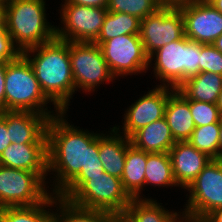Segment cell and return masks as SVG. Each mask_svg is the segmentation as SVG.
I'll return each mask as SVG.
<instances>
[{
    "label": "cell",
    "mask_w": 222,
    "mask_h": 222,
    "mask_svg": "<svg viewBox=\"0 0 222 222\" xmlns=\"http://www.w3.org/2000/svg\"><path fill=\"white\" fill-rule=\"evenodd\" d=\"M67 112L51 117L47 126L48 172H54L53 194L69 199L89 176L101 175L99 135L77 129L64 119Z\"/></svg>",
    "instance_id": "cell-1"
},
{
    "label": "cell",
    "mask_w": 222,
    "mask_h": 222,
    "mask_svg": "<svg viewBox=\"0 0 222 222\" xmlns=\"http://www.w3.org/2000/svg\"><path fill=\"white\" fill-rule=\"evenodd\" d=\"M35 52V53H34ZM33 53V58L30 56ZM33 67L42 91L52 101L55 113L66 112L75 92L69 42L54 38L22 52Z\"/></svg>",
    "instance_id": "cell-2"
},
{
    "label": "cell",
    "mask_w": 222,
    "mask_h": 222,
    "mask_svg": "<svg viewBox=\"0 0 222 222\" xmlns=\"http://www.w3.org/2000/svg\"><path fill=\"white\" fill-rule=\"evenodd\" d=\"M44 0H10L6 4V28L22 53L56 37V27L46 20Z\"/></svg>",
    "instance_id": "cell-3"
},
{
    "label": "cell",
    "mask_w": 222,
    "mask_h": 222,
    "mask_svg": "<svg viewBox=\"0 0 222 222\" xmlns=\"http://www.w3.org/2000/svg\"><path fill=\"white\" fill-rule=\"evenodd\" d=\"M50 102L36 79L32 65L22 53L15 60L7 62L5 110L30 111L51 118L59 113L54 114L47 107L44 108Z\"/></svg>",
    "instance_id": "cell-4"
},
{
    "label": "cell",
    "mask_w": 222,
    "mask_h": 222,
    "mask_svg": "<svg viewBox=\"0 0 222 222\" xmlns=\"http://www.w3.org/2000/svg\"><path fill=\"white\" fill-rule=\"evenodd\" d=\"M153 57H156L155 77L163 82L160 86L177 89L186 79L199 73L200 43L184 36L156 50L150 56L149 64Z\"/></svg>",
    "instance_id": "cell-5"
},
{
    "label": "cell",
    "mask_w": 222,
    "mask_h": 222,
    "mask_svg": "<svg viewBox=\"0 0 222 222\" xmlns=\"http://www.w3.org/2000/svg\"><path fill=\"white\" fill-rule=\"evenodd\" d=\"M68 200L76 206L101 210L118 219L132 198L124 190L121 179L104 171L101 175L89 176Z\"/></svg>",
    "instance_id": "cell-6"
},
{
    "label": "cell",
    "mask_w": 222,
    "mask_h": 222,
    "mask_svg": "<svg viewBox=\"0 0 222 222\" xmlns=\"http://www.w3.org/2000/svg\"><path fill=\"white\" fill-rule=\"evenodd\" d=\"M186 190L190 195L182 212L184 222H201L222 207V159H212Z\"/></svg>",
    "instance_id": "cell-7"
},
{
    "label": "cell",
    "mask_w": 222,
    "mask_h": 222,
    "mask_svg": "<svg viewBox=\"0 0 222 222\" xmlns=\"http://www.w3.org/2000/svg\"><path fill=\"white\" fill-rule=\"evenodd\" d=\"M69 55L76 91H95L104 81L116 79L95 42H69Z\"/></svg>",
    "instance_id": "cell-8"
},
{
    "label": "cell",
    "mask_w": 222,
    "mask_h": 222,
    "mask_svg": "<svg viewBox=\"0 0 222 222\" xmlns=\"http://www.w3.org/2000/svg\"><path fill=\"white\" fill-rule=\"evenodd\" d=\"M45 186L35 172L0 165V209L42 203L50 195Z\"/></svg>",
    "instance_id": "cell-9"
},
{
    "label": "cell",
    "mask_w": 222,
    "mask_h": 222,
    "mask_svg": "<svg viewBox=\"0 0 222 222\" xmlns=\"http://www.w3.org/2000/svg\"><path fill=\"white\" fill-rule=\"evenodd\" d=\"M101 51L110 71L115 77L136 75L148 67L149 57L145 53L140 34L116 36L100 45ZM136 73V74H135Z\"/></svg>",
    "instance_id": "cell-10"
},
{
    "label": "cell",
    "mask_w": 222,
    "mask_h": 222,
    "mask_svg": "<svg viewBox=\"0 0 222 222\" xmlns=\"http://www.w3.org/2000/svg\"><path fill=\"white\" fill-rule=\"evenodd\" d=\"M184 36V19L178 7L162 6L141 20L140 38L149 58L156 50Z\"/></svg>",
    "instance_id": "cell-11"
},
{
    "label": "cell",
    "mask_w": 222,
    "mask_h": 222,
    "mask_svg": "<svg viewBox=\"0 0 222 222\" xmlns=\"http://www.w3.org/2000/svg\"><path fill=\"white\" fill-rule=\"evenodd\" d=\"M107 12V8L64 2L60 12L64 27H56V38L68 42H94L99 36Z\"/></svg>",
    "instance_id": "cell-12"
},
{
    "label": "cell",
    "mask_w": 222,
    "mask_h": 222,
    "mask_svg": "<svg viewBox=\"0 0 222 222\" xmlns=\"http://www.w3.org/2000/svg\"><path fill=\"white\" fill-rule=\"evenodd\" d=\"M183 15L185 36L200 44H213L222 35V13L207 0L177 6Z\"/></svg>",
    "instance_id": "cell-13"
},
{
    "label": "cell",
    "mask_w": 222,
    "mask_h": 222,
    "mask_svg": "<svg viewBox=\"0 0 222 222\" xmlns=\"http://www.w3.org/2000/svg\"><path fill=\"white\" fill-rule=\"evenodd\" d=\"M174 90L175 88L172 87L157 85L156 88L150 90L146 95L144 94L125 111L123 132H119L120 129L117 126L114 128L118 133L130 138L142 127L164 118L169 95Z\"/></svg>",
    "instance_id": "cell-14"
},
{
    "label": "cell",
    "mask_w": 222,
    "mask_h": 222,
    "mask_svg": "<svg viewBox=\"0 0 222 222\" xmlns=\"http://www.w3.org/2000/svg\"><path fill=\"white\" fill-rule=\"evenodd\" d=\"M11 143L47 144L50 117L30 111L3 110Z\"/></svg>",
    "instance_id": "cell-15"
},
{
    "label": "cell",
    "mask_w": 222,
    "mask_h": 222,
    "mask_svg": "<svg viewBox=\"0 0 222 222\" xmlns=\"http://www.w3.org/2000/svg\"><path fill=\"white\" fill-rule=\"evenodd\" d=\"M177 186L187 189L212 158L197 150L188 141H176L169 150Z\"/></svg>",
    "instance_id": "cell-16"
},
{
    "label": "cell",
    "mask_w": 222,
    "mask_h": 222,
    "mask_svg": "<svg viewBox=\"0 0 222 222\" xmlns=\"http://www.w3.org/2000/svg\"><path fill=\"white\" fill-rule=\"evenodd\" d=\"M0 165L35 172L45 182L48 173L47 144L11 143L0 155Z\"/></svg>",
    "instance_id": "cell-17"
},
{
    "label": "cell",
    "mask_w": 222,
    "mask_h": 222,
    "mask_svg": "<svg viewBox=\"0 0 222 222\" xmlns=\"http://www.w3.org/2000/svg\"><path fill=\"white\" fill-rule=\"evenodd\" d=\"M110 129H112L110 135L105 136L103 133L99 135V159L106 173L121 179L127 147L131 141L124 134H118L114 127Z\"/></svg>",
    "instance_id": "cell-18"
},
{
    "label": "cell",
    "mask_w": 222,
    "mask_h": 222,
    "mask_svg": "<svg viewBox=\"0 0 222 222\" xmlns=\"http://www.w3.org/2000/svg\"><path fill=\"white\" fill-rule=\"evenodd\" d=\"M175 141H187L195 129L189 100L177 89L169 95L165 116Z\"/></svg>",
    "instance_id": "cell-19"
},
{
    "label": "cell",
    "mask_w": 222,
    "mask_h": 222,
    "mask_svg": "<svg viewBox=\"0 0 222 222\" xmlns=\"http://www.w3.org/2000/svg\"><path fill=\"white\" fill-rule=\"evenodd\" d=\"M130 141L135 148L147 153H168L176 143L165 117L137 130Z\"/></svg>",
    "instance_id": "cell-20"
},
{
    "label": "cell",
    "mask_w": 222,
    "mask_h": 222,
    "mask_svg": "<svg viewBox=\"0 0 222 222\" xmlns=\"http://www.w3.org/2000/svg\"><path fill=\"white\" fill-rule=\"evenodd\" d=\"M181 216V213L179 215L177 212L165 210L156 200L132 198L118 220L119 222H184Z\"/></svg>",
    "instance_id": "cell-21"
},
{
    "label": "cell",
    "mask_w": 222,
    "mask_h": 222,
    "mask_svg": "<svg viewBox=\"0 0 222 222\" xmlns=\"http://www.w3.org/2000/svg\"><path fill=\"white\" fill-rule=\"evenodd\" d=\"M177 90L188 100L216 104L222 90V75L200 72L186 79Z\"/></svg>",
    "instance_id": "cell-22"
},
{
    "label": "cell",
    "mask_w": 222,
    "mask_h": 222,
    "mask_svg": "<svg viewBox=\"0 0 222 222\" xmlns=\"http://www.w3.org/2000/svg\"><path fill=\"white\" fill-rule=\"evenodd\" d=\"M146 163L147 152L130 144L127 147L121 181L124 190L131 198H141L140 192L145 186Z\"/></svg>",
    "instance_id": "cell-23"
},
{
    "label": "cell",
    "mask_w": 222,
    "mask_h": 222,
    "mask_svg": "<svg viewBox=\"0 0 222 222\" xmlns=\"http://www.w3.org/2000/svg\"><path fill=\"white\" fill-rule=\"evenodd\" d=\"M52 195L38 205L1 208L0 222H55V212L44 209L55 204V196Z\"/></svg>",
    "instance_id": "cell-24"
},
{
    "label": "cell",
    "mask_w": 222,
    "mask_h": 222,
    "mask_svg": "<svg viewBox=\"0 0 222 222\" xmlns=\"http://www.w3.org/2000/svg\"><path fill=\"white\" fill-rule=\"evenodd\" d=\"M141 19L126 13L107 12L98 38L94 41L100 45L116 36L140 34Z\"/></svg>",
    "instance_id": "cell-25"
},
{
    "label": "cell",
    "mask_w": 222,
    "mask_h": 222,
    "mask_svg": "<svg viewBox=\"0 0 222 222\" xmlns=\"http://www.w3.org/2000/svg\"><path fill=\"white\" fill-rule=\"evenodd\" d=\"M58 205L55 213V222H113L115 219L101 210L87 209L74 205L69 200L55 195V205Z\"/></svg>",
    "instance_id": "cell-26"
},
{
    "label": "cell",
    "mask_w": 222,
    "mask_h": 222,
    "mask_svg": "<svg viewBox=\"0 0 222 222\" xmlns=\"http://www.w3.org/2000/svg\"><path fill=\"white\" fill-rule=\"evenodd\" d=\"M177 186L169 153H147L145 185Z\"/></svg>",
    "instance_id": "cell-27"
},
{
    "label": "cell",
    "mask_w": 222,
    "mask_h": 222,
    "mask_svg": "<svg viewBox=\"0 0 222 222\" xmlns=\"http://www.w3.org/2000/svg\"><path fill=\"white\" fill-rule=\"evenodd\" d=\"M219 136L220 123H213L195 127L187 141L210 158L219 159Z\"/></svg>",
    "instance_id": "cell-28"
},
{
    "label": "cell",
    "mask_w": 222,
    "mask_h": 222,
    "mask_svg": "<svg viewBox=\"0 0 222 222\" xmlns=\"http://www.w3.org/2000/svg\"><path fill=\"white\" fill-rule=\"evenodd\" d=\"M161 7L159 0H108L107 11L126 13L142 20Z\"/></svg>",
    "instance_id": "cell-29"
},
{
    "label": "cell",
    "mask_w": 222,
    "mask_h": 222,
    "mask_svg": "<svg viewBox=\"0 0 222 222\" xmlns=\"http://www.w3.org/2000/svg\"><path fill=\"white\" fill-rule=\"evenodd\" d=\"M195 127L219 123L221 114L216 104L189 100Z\"/></svg>",
    "instance_id": "cell-30"
},
{
    "label": "cell",
    "mask_w": 222,
    "mask_h": 222,
    "mask_svg": "<svg viewBox=\"0 0 222 222\" xmlns=\"http://www.w3.org/2000/svg\"><path fill=\"white\" fill-rule=\"evenodd\" d=\"M200 72L222 75V53L213 44H200Z\"/></svg>",
    "instance_id": "cell-31"
},
{
    "label": "cell",
    "mask_w": 222,
    "mask_h": 222,
    "mask_svg": "<svg viewBox=\"0 0 222 222\" xmlns=\"http://www.w3.org/2000/svg\"><path fill=\"white\" fill-rule=\"evenodd\" d=\"M21 54L20 50L13 44L7 28H0V62L15 60Z\"/></svg>",
    "instance_id": "cell-32"
},
{
    "label": "cell",
    "mask_w": 222,
    "mask_h": 222,
    "mask_svg": "<svg viewBox=\"0 0 222 222\" xmlns=\"http://www.w3.org/2000/svg\"><path fill=\"white\" fill-rule=\"evenodd\" d=\"M11 144L6 126V115L0 111V155Z\"/></svg>",
    "instance_id": "cell-33"
},
{
    "label": "cell",
    "mask_w": 222,
    "mask_h": 222,
    "mask_svg": "<svg viewBox=\"0 0 222 222\" xmlns=\"http://www.w3.org/2000/svg\"><path fill=\"white\" fill-rule=\"evenodd\" d=\"M7 62H0V111L5 110V75Z\"/></svg>",
    "instance_id": "cell-34"
},
{
    "label": "cell",
    "mask_w": 222,
    "mask_h": 222,
    "mask_svg": "<svg viewBox=\"0 0 222 222\" xmlns=\"http://www.w3.org/2000/svg\"><path fill=\"white\" fill-rule=\"evenodd\" d=\"M75 5H83L87 7H101L107 8L108 0H65Z\"/></svg>",
    "instance_id": "cell-35"
},
{
    "label": "cell",
    "mask_w": 222,
    "mask_h": 222,
    "mask_svg": "<svg viewBox=\"0 0 222 222\" xmlns=\"http://www.w3.org/2000/svg\"><path fill=\"white\" fill-rule=\"evenodd\" d=\"M201 222H222V207L214 209Z\"/></svg>",
    "instance_id": "cell-36"
},
{
    "label": "cell",
    "mask_w": 222,
    "mask_h": 222,
    "mask_svg": "<svg viewBox=\"0 0 222 222\" xmlns=\"http://www.w3.org/2000/svg\"><path fill=\"white\" fill-rule=\"evenodd\" d=\"M196 0H159V2L161 3L162 6H180L182 4H186L189 2H193Z\"/></svg>",
    "instance_id": "cell-37"
},
{
    "label": "cell",
    "mask_w": 222,
    "mask_h": 222,
    "mask_svg": "<svg viewBox=\"0 0 222 222\" xmlns=\"http://www.w3.org/2000/svg\"><path fill=\"white\" fill-rule=\"evenodd\" d=\"M0 28H6V4L0 2Z\"/></svg>",
    "instance_id": "cell-38"
},
{
    "label": "cell",
    "mask_w": 222,
    "mask_h": 222,
    "mask_svg": "<svg viewBox=\"0 0 222 222\" xmlns=\"http://www.w3.org/2000/svg\"><path fill=\"white\" fill-rule=\"evenodd\" d=\"M216 10L222 13V0H207Z\"/></svg>",
    "instance_id": "cell-39"
},
{
    "label": "cell",
    "mask_w": 222,
    "mask_h": 222,
    "mask_svg": "<svg viewBox=\"0 0 222 222\" xmlns=\"http://www.w3.org/2000/svg\"><path fill=\"white\" fill-rule=\"evenodd\" d=\"M219 159H222V115L220 117Z\"/></svg>",
    "instance_id": "cell-40"
},
{
    "label": "cell",
    "mask_w": 222,
    "mask_h": 222,
    "mask_svg": "<svg viewBox=\"0 0 222 222\" xmlns=\"http://www.w3.org/2000/svg\"><path fill=\"white\" fill-rule=\"evenodd\" d=\"M213 45L222 53V35L215 40Z\"/></svg>",
    "instance_id": "cell-41"
},
{
    "label": "cell",
    "mask_w": 222,
    "mask_h": 222,
    "mask_svg": "<svg viewBox=\"0 0 222 222\" xmlns=\"http://www.w3.org/2000/svg\"><path fill=\"white\" fill-rule=\"evenodd\" d=\"M218 109H219V112L220 114L222 115V90L221 92L219 93V96H218V100H217V103H216Z\"/></svg>",
    "instance_id": "cell-42"
},
{
    "label": "cell",
    "mask_w": 222,
    "mask_h": 222,
    "mask_svg": "<svg viewBox=\"0 0 222 222\" xmlns=\"http://www.w3.org/2000/svg\"><path fill=\"white\" fill-rule=\"evenodd\" d=\"M10 0H0V2H3L5 4H7Z\"/></svg>",
    "instance_id": "cell-43"
}]
</instances>
